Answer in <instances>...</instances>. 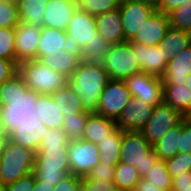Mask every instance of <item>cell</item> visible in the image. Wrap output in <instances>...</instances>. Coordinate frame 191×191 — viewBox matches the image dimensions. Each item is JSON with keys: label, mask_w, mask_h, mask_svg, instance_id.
Instances as JSON below:
<instances>
[{"label": "cell", "mask_w": 191, "mask_h": 191, "mask_svg": "<svg viewBox=\"0 0 191 191\" xmlns=\"http://www.w3.org/2000/svg\"><path fill=\"white\" fill-rule=\"evenodd\" d=\"M109 80L102 64L81 60L67 84L80 98L85 110L91 113L96 111L100 95Z\"/></svg>", "instance_id": "obj_1"}, {"label": "cell", "mask_w": 191, "mask_h": 191, "mask_svg": "<svg viewBox=\"0 0 191 191\" xmlns=\"http://www.w3.org/2000/svg\"><path fill=\"white\" fill-rule=\"evenodd\" d=\"M18 73L26 86L37 94L59 95L68 83L65 75L45 66L38 59L20 63Z\"/></svg>", "instance_id": "obj_2"}, {"label": "cell", "mask_w": 191, "mask_h": 191, "mask_svg": "<svg viewBox=\"0 0 191 191\" xmlns=\"http://www.w3.org/2000/svg\"><path fill=\"white\" fill-rule=\"evenodd\" d=\"M32 173L37 180L56 186L71 174L68 148H39L36 151Z\"/></svg>", "instance_id": "obj_3"}, {"label": "cell", "mask_w": 191, "mask_h": 191, "mask_svg": "<svg viewBox=\"0 0 191 191\" xmlns=\"http://www.w3.org/2000/svg\"><path fill=\"white\" fill-rule=\"evenodd\" d=\"M120 153V162L136 167L141 177L159 160L153 146L140 131H122Z\"/></svg>", "instance_id": "obj_4"}, {"label": "cell", "mask_w": 191, "mask_h": 191, "mask_svg": "<svg viewBox=\"0 0 191 191\" xmlns=\"http://www.w3.org/2000/svg\"><path fill=\"white\" fill-rule=\"evenodd\" d=\"M36 152L8 140L0 156V182L14 183L33 171Z\"/></svg>", "instance_id": "obj_5"}, {"label": "cell", "mask_w": 191, "mask_h": 191, "mask_svg": "<svg viewBox=\"0 0 191 191\" xmlns=\"http://www.w3.org/2000/svg\"><path fill=\"white\" fill-rule=\"evenodd\" d=\"M102 65L111 80L125 81L141 71L131 41L113 44Z\"/></svg>", "instance_id": "obj_6"}, {"label": "cell", "mask_w": 191, "mask_h": 191, "mask_svg": "<svg viewBox=\"0 0 191 191\" xmlns=\"http://www.w3.org/2000/svg\"><path fill=\"white\" fill-rule=\"evenodd\" d=\"M60 95L67 102L64 108L62 129L69 141L81 140L90 112L85 110L80 98L68 84L62 89Z\"/></svg>", "instance_id": "obj_7"}, {"label": "cell", "mask_w": 191, "mask_h": 191, "mask_svg": "<svg viewBox=\"0 0 191 191\" xmlns=\"http://www.w3.org/2000/svg\"><path fill=\"white\" fill-rule=\"evenodd\" d=\"M185 117L166 102L154 106L150 119L141 128L143 137L153 146L169 129Z\"/></svg>", "instance_id": "obj_8"}, {"label": "cell", "mask_w": 191, "mask_h": 191, "mask_svg": "<svg viewBox=\"0 0 191 191\" xmlns=\"http://www.w3.org/2000/svg\"><path fill=\"white\" fill-rule=\"evenodd\" d=\"M131 99V92L125 81L110 79L100 95L95 113L116 121Z\"/></svg>", "instance_id": "obj_9"}, {"label": "cell", "mask_w": 191, "mask_h": 191, "mask_svg": "<svg viewBox=\"0 0 191 191\" xmlns=\"http://www.w3.org/2000/svg\"><path fill=\"white\" fill-rule=\"evenodd\" d=\"M97 144L87 140L70 141L68 144V160L70 173L76 176L88 175L99 163Z\"/></svg>", "instance_id": "obj_10"}, {"label": "cell", "mask_w": 191, "mask_h": 191, "mask_svg": "<svg viewBox=\"0 0 191 191\" xmlns=\"http://www.w3.org/2000/svg\"><path fill=\"white\" fill-rule=\"evenodd\" d=\"M125 82L132 98L141 99L153 106L164 101L162 78L139 71L127 78Z\"/></svg>", "instance_id": "obj_11"}, {"label": "cell", "mask_w": 191, "mask_h": 191, "mask_svg": "<svg viewBox=\"0 0 191 191\" xmlns=\"http://www.w3.org/2000/svg\"><path fill=\"white\" fill-rule=\"evenodd\" d=\"M119 11L122 19L124 40L132 41L142 25L156 11L151 6L133 0L119 2Z\"/></svg>", "instance_id": "obj_12"}, {"label": "cell", "mask_w": 191, "mask_h": 191, "mask_svg": "<svg viewBox=\"0 0 191 191\" xmlns=\"http://www.w3.org/2000/svg\"><path fill=\"white\" fill-rule=\"evenodd\" d=\"M42 27L20 22L15 30V63L38 59Z\"/></svg>", "instance_id": "obj_13"}, {"label": "cell", "mask_w": 191, "mask_h": 191, "mask_svg": "<svg viewBox=\"0 0 191 191\" xmlns=\"http://www.w3.org/2000/svg\"><path fill=\"white\" fill-rule=\"evenodd\" d=\"M131 46L140 65V70L149 75L163 78L167 63L172 58L166 54L165 49L159 45L146 46L132 41Z\"/></svg>", "instance_id": "obj_14"}, {"label": "cell", "mask_w": 191, "mask_h": 191, "mask_svg": "<svg viewBox=\"0 0 191 191\" xmlns=\"http://www.w3.org/2000/svg\"><path fill=\"white\" fill-rule=\"evenodd\" d=\"M66 33L75 50L80 51L84 46H89L97 33L95 16L78 8L68 24Z\"/></svg>", "instance_id": "obj_15"}, {"label": "cell", "mask_w": 191, "mask_h": 191, "mask_svg": "<svg viewBox=\"0 0 191 191\" xmlns=\"http://www.w3.org/2000/svg\"><path fill=\"white\" fill-rule=\"evenodd\" d=\"M65 106H67V102L60 94H38L33 109L42 124H45L48 128L59 129L63 125Z\"/></svg>", "instance_id": "obj_16"}, {"label": "cell", "mask_w": 191, "mask_h": 191, "mask_svg": "<svg viewBox=\"0 0 191 191\" xmlns=\"http://www.w3.org/2000/svg\"><path fill=\"white\" fill-rule=\"evenodd\" d=\"M154 106L147 102L132 98L115 121L117 128L122 131H140L150 119Z\"/></svg>", "instance_id": "obj_17"}, {"label": "cell", "mask_w": 191, "mask_h": 191, "mask_svg": "<svg viewBox=\"0 0 191 191\" xmlns=\"http://www.w3.org/2000/svg\"><path fill=\"white\" fill-rule=\"evenodd\" d=\"M37 97L38 94L26 86L23 77L19 73L0 85L1 107L10 104H24L33 108Z\"/></svg>", "instance_id": "obj_18"}, {"label": "cell", "mask_w": 191, "mask_h": 191, "mask_svg": "<svg viewBox=\"0 0 191 191\" xmlns=\"http://www.w3.org/2000/svg\"><path fill=\"white\" fill-rule=\"evenodd\" d=\"M169 27L168 15L156 10L142 25L132 42L146 46L159 45Z\"/></svg>", "instance_id": "obj_19"}, {"label": "cell", "mask_w": 191, "mask_h": 191, "mask_svg": "<svg viewBox=\"0 0 191 191\" xmlns=\"http://www.w3.org/2000/svg\"><path fill=\"white\" fill-rule=\"evenodd\" d=\"M77 9V0H49L44 12L43 27L66 31Z\"/></svg>", "instance_id": "obj_20"}, {"label": "cell", "mask_w": 191, "mask_h": 191, "mask_svg": "<svg viewBox=\"0 0 191 191\" xmlns=\"http://www.w3.org/2000/svg\"><path fill=\"white\" fill-rule=\"evenodd\" d=\"M48 129L39 119L36 122L21 123L20 126L9 131V140L36 152L39 149L41 138Z\"/></svg>", "instance_id": "obj_21"}, {"label": "cell", "mask_w": 191, "mask_h": 191, "mask_svg": "<svg viewBox=\"0 0 191 191\" xmlns=\"http://www.w3.org/2000/svg\"><path fill=\"white\" fill-rule=\"evenodd\" d=\"M62 49L67 52H79L74 49L66 31L42 27L38 45V60L47 54L61 52Z\"/></svg>", "instance_id": "obj_22"}, {"label": "cell", "mask_w": 191, "mask_h": 191, "mask_svg": "<svg viewBox=\"0 0 191 191\" xmlns=\"http://www.w3.org/2000/svg\"><path fill=\"white\" fill-rule=\"evenodd\" d=\"M191 73V45L175 55L167 63L165 74L162 78L163 86L185 85L187 76Z\"/></svg>", "instance_id": "obj_23"}, {"label": "cell", "mask_w": 191, "mask_h": 191, "mask_svg": "<svg viewBox=\"0 0 191 191\" xmlns=\"http://www.w3.org/2000/svg\"><path fill=\"white\" fill-rule=\"evenodd\" d=\"M96 29L102 38L112 44L126 42L119 8L95 16Z\"/></svg>", "instance_id": "obj_24"}, {"label": "cell", "mask_w": 191, "mask_h": 191, "mask_svg": "<svg viewBox=\"0 0 191 191\" xmlns=\"http://www.w3.org/2000/svg\"><path fill=\"white\" fill-rule=\"evenodd\" d=\"M117 128L115 120L106 118L95 112L88 114L82 139L98 144Z\"/></svg>", "instance_id": "obj_25"}, {"label": "cell", "mask_w": 191, "mask_h": 191, "mask_svg": "<svg viewBox=\"0 0 191 191\" xmlns=\"http://www.w3.org/2000/svg\"><path fill=\"white\" fill-rule=\"evenodd\" d=\"M80 52H55L42 56L41 61L45 66L65 75L68 79L72 76L81 61Z\"/></svg>", "instance_id": "obj_26"}, {"label": "cell", "mask_w": 191, "mask_h": 191, "mask_svg": "<svg viewBox=\"0 0 191 191\" xmlns=\"http://www.w3.org/2000/svg\"><path fill=\"white\" fill-rule=\"evenodd\" d=\"M164 102L184 117L191 116V89L187 85L163 86Z\"/></svg>", "instance_id": "obj_27"}, {"label": "cell", "mask_w": 191, "mask_h": 191, "mask_svg": "<svg viewBox=\"0 0 191 191\" xmlns=\"http://www.w3.org/2000/svg\"><path fill=\"white\" fill-rule=\"evenodd\" d=\"M121 144L122 130L116 128L104 140L98 142L99 162L116 166L121 160Z\"/></svg>", "instance_id": "obj_28"}, {"label": "cell", "mask_w": 191, "mask_h": 191, "mask_svg": "<svg viewBox=\"0 0 191 191\" xmlns=\"http://www.w3.org/2000/svg\"><path fill=\"white\" fill-rule=\"evenodd\" d=\"M0 111L9 131L20 126L21 123L36 122L38 120L34 109L24 104H10L1 107Z\"/></svg>", "instance_id": "obj_29"}, {"label": "cell", "mask_w": 191, "mask_h": 191, "mask_svg": "<svg viewBox=\"0 0 191 191\" xmlns=\"http://www.w3.org/2000/svg\"><path fill=\"white\" fill-rule=\"evenodd\" d=\"M49 0H17L19 20L43 27L44 12Z\"/></svg>", "instance_id": "obj_30"}, {"label": "cell", "mask_w": 191, "mask_h": 191, "mask_svg": "<svg viewBox=\"0 0 191 191\" xmlns=\"http://www.w3.org/2000/svg\"><path fill=\"white\" fill-rule=\"evenodd\" d=\"M191 45V32L170 26L159 46L171 57L180 54Z\"/></svg>", "instance_id": "obj_31"}, {"label": "cell", "mask_w": 191, "mask_h": 191, "mask_svg": "<svg viewBox=\"0 0 191 191\" xmlns=\"http://www.w3.org/2000/svg\"><path fill=\"white\" fill-rule=\"evenodd\" d=\"M182 131V121L169 129L163 137L153 145L159 160L166 161L178 153V145Z\"/></svg>", "instance_id": "obj_32"}, {"label": "cell", "mask_w": 191, "mask_h": 191, "mask_svg": "<svg viewBox=\"0 0 191 191\" xmlns=\"http://www.w3.org/2000/svg\"><path fill=\"white\" fill-rule=\"evenodd\" d=\"M112 45H113L112 43L107 42L97 32L96 37H94L90 41L89 46H84L79 51L81 59L89 63L102 64L104 61V58L110 52Z\"/></svg>", "instance_id": "obj_33"}, {"label": "cell", "mask_w": 191, "mask_h": 191, "mask_svg": "<svg viewBox=\"0 0 191 191\" xmlns=\"http://www.w3.org/2000/svg\"><path fill=\"white\" fill-rule=\"evenodd\" d=\"M141 176L136 167L131 164L119 162L114 169V184L117 189L134 191Z\"/></svg>", "instance_id": "obj_34"}, {"label": "cell", "mask_w": 191, "mask_h": 191, "mask_svg": "<svg viewBox=\"0 0 191 191\" xmlns=\"http://www.w3.org/2000/svg\"><path fill=\"white\" fill-rule=\"evenodd\" d=\"M147 180H150L152 184H155L164 191H171L172 177L167 170L166 162L158 160L144 176Z\"/></svg>", "instance_id": "obj_35"}, {"label": "cell", "mask_w": 191, "mask_h": 191, "mask_svg": "<svg viewBox=\"0 0 191 191\" xmlns=\"http://www.w3.org/2000/svg\"><path fill=\"white\" fill-rule=\"evenodd\" d=\"M170 26L191 32V1L167 13Z\"/></svg>", "instance_id": "obj_36"}, {"label": "cell", "mask_w": 191, "mask_h": 191, "mask_svg": "<svg viewBox=\"0 0 191 191\" xmlns=\"http://www.w3.org/2000/svg\"><path fill=\"white\" fill-rule=\"evenodd\" d=\"M78 8L97 16L119 7L118 0H77Z\"/></svg>", "instance_id": "obj_37"}, {"label": "cell", "mask_w": 191, "mask_h": 191, "mask_svg": "<svg viewBox=\"0 0 191 191\" xmlns=\"http://www.w3.org/2000/svg\"><path fill=\"white\" fill-rule=\"evenodd\" d=\"M19 23L17 3L0 0V28H16Z\"/></svg>", "instance_id": "obj_38"}, {"label": "cell", "mask_w": 191, "mask_h": 191, "mask_svg": "<svg viewBox=\"0 0 191 191\" xmlns=\"http://www.w3.org/2000/svg\"><path fill=\"white\" fill-rule=\"evenodd\" d=\"M69 142L67 134L62 128H49L41 138L39 148H68Z\"/></svg>", "instance_id": "obj_39"}, {"label": "cell", "mask_w": 191, "mask_h": 191, "mask_svg": "<svg viewBox=\"0 0 191 191\" xmlns=\"http://www.w3.org/2000/svg\"><path fill=\"white\" fill-rule=\"evenodd\" d=\"M16 28H0V57L15 62Z\"/></svg>", "instance_id": "obj_40"}, {"label": "cell", "mask_w": 191, "mask_h": 191, "mask_svg": "<svg viewBox=\"0 0 191 191\" xmlns=\"http://www.w3.org/2000/svg\"><path fill=\"white\" fill-rule=\"evenodd\" d=\"M165 162L167 170L173 179L184 171H191V152H178L174 157Z\"/></svg>", "instance_id": "obj_41"}, {"label": "cell", "mask_w": 191, "mask_h": 191, "mask_svg": "<svg viewBox=\"0 0 191 191\" xmlns=\"http://www.w3.org/2000/svg\"><path fill=\"white\" fill-rule=\"evenodd\" d=\"M81 191H116L114 182L92 179L88 175L80 177Z\"/></svg>", "instance_id": "obj_42"}, {"label": "cell", "mask_w": 191, "mask_h": 191, "mask_svg": "<svg viewBox=\"0 0 191 191\" xmlns=\"http://www.w3.org/2000/svg\"><path fill=\"white\" fill-rule=\"evenodd\" d=\"M115 166L99 162L88 174L92 179L114 182Z\"/></svg>", "instance_id": "obj_43"}, {"label": "cell", "mask_w": 191, "mask_h": 191, "mask_svg": "<svg viewBox=\"0 0 191 191\" xmlns=\"http://www.w3.org/2000/svg\"><path fill=\"white\" fill-rule=\"evenodd\" d=\"M179 153L191 152V118L185 117L182 120V131L178 145Z\"/></svg>", "instance_id": "obj_44"}, {"label": "cell", "mask_w": 191, "mask_h": 191, "mask_svg": "<svg viewBox=\"0 0 191 191\" xmlns=\"http://www.w3.org/2000/svg\"><path fill=\"white\" fill-rule=\"evenodd\" d=\"M35 176L31 172L14 183L6 185V191H33Z\"/></svg>", "instance_id": "obj_45"}, {"label": "cell", "mask_w": 191, "mask_h": 191, "mask_svg": "<svg viewBox=\"0 0 191 191\" xmlns=\"http://www.w3.org/2000/svg\"><path fill=\"white\" fill-rule=\"evenodd\" d=\"M18 73V65L12 60L0 57V85Z\"/></svg>", "instance_id": "obj_46"}, {"label": "cell", "mask_w": 191, "mask_h": 191, "mask_svg": "<svg viewBox=\"0 0 191 191\" xmlns=\"http://www.w3.org/2000/svg\"><path fill=\"white\" fill-rule=\"evenodd\" d=\"M53 191H81L80 176L73 174L67 175L54 186Z\"/></svg>", "instance_id": "obj_47"}, {"label": "cell", "mask_w": 191, "mask_h": 191, "mask_svg": "<svg viewBox=\"0 0 191 191\" xmlns=\"http://www.w3.org/2000/svg\"><path fill=\"white\" fill-rule=\"evenodd\" d=\"M171 191H191V171H184L173 178Z\"/></svg>", "instance_id": "obj_48"}, {"label": "cell", "mask_w": 191, "mask_h": 191, "mask_svg": "<svg viewBox=\"0 0 191 191\" xmlns=\"http://www.w3.org/2000/svg\"><path fill=\"white\" fill-rule=\"evenodd\" d=\"M191 0H160V11L167 14L169 11L174 8L186 4Z\"/></svg>", "instance_id": "obj_49"}, {"label": "cell", "mask_w": 191, "mask_h": 191, "mask_svg": "<svg viewBox=\"0 0 191 191\" xmlns=\"http://www.w3.org/2000/svg\"><path fill=\"white\" fill-rule=\"evenodd\" d=\"M134 191H164L163 189H160L155 184H152L150 180H147L144 177H141L140 181L136 185Z\"/></svg>", "instance_id": "obj_50"}, {"label": "cell", "mask_w": 191, "mask_h": 191, "mask_svg": "<svg viewBox=\"0 0 191 191\" xmlns=\"http://www.w3.org/2000/svg\"><path fill=\"white\" fill-rule=\"evenodd\" d=\"M53 189L54 186H51L50 184L44 183V181L37 180L35 178L33 191H53Z\"/></svg>", "instance_id": "obj_51"}, {"label": "cell", "mask_w": 191, "mask_h": 191, "mask_svg": "<svg viewBox=\"0 0 191 191\" xmlns=\"http://www.w3.org/2000/svg\"><path fill=\"white\" fill-rule=\"evenodd\" d=\"M133 1L151 6L153 9L160 11V0H133Z\"/></svg>", "instance_id": "obj_52"}, {"label": "cell", "mask_w": 191, "mask_h": 191, "mask_svg": "<svg viewBox=\"0 0 191 191\" xmlns=\"http://www.w3.org/2000/svg\"><path fill=\"white\" fill-rule=\"evenodd\" d=\"M0 136H9V130L6 127V124L2 118L0 111Z\"/></svg>", "instance_id": "obj_53"}, {"label": "cell", "mask_w": 191, "mask_h": 191, "mask_svg": "<svg viewBox=\"0 0 191 191\" xmlns=\"http://www.w3.org/2000/svg\"><path fill=\"white\" fill-rule=\"evenodd\" d=\"M9 140V136H0V156L5 149V146Z\"/></svg>", "instance_id": "obj_54"}, {"label": "cell", "mask_w": 191, "mask_h": 191, "mask_svg": "<svg viewBox=\"0 0 191 191\" xmlns=\"http://www.w3.org/2000/svg\"><path fill=\"white\" fill-rule=\"evenodd\" d=\"M185 85H187V87H189V89H191V73L187 76Z\"/></svg>", "instance_id": "obj_55"}, {"label": "cell", "mask_w": 191, "mask_h": 191, "mask_svg": "<svg viewBox=\"0 0 191 191\" xmlns=\"http://www.w3.org/2000/svg\"><path fill=\"white\" fill-rule=\"evenodd\" d=\"M0 191H6V185L0 182Z\"/></svg>", "instance_id": "obj_56"}, {"label": "cell", "mask_w": 191, "mask_h": 191, "mask_svg": "<svg viewBox=\"0 0 191 191\" xmlns=\"http://www.w3.org/2000/svg\"><path fill=\"white\" fill-rule=\"evenodd\" d=\"M4 1H10V2L17 3V0H4Z\"/></svg>", "instance_id": "obj_57"}]
</instances>
